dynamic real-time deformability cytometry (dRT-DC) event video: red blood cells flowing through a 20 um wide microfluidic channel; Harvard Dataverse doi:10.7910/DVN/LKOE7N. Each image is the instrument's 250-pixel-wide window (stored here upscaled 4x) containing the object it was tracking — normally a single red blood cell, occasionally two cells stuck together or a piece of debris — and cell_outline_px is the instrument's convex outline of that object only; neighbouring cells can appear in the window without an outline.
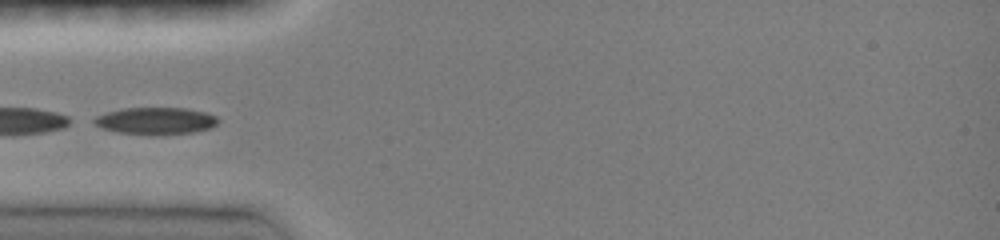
{"species": "common noctule bat (a hibernating species)", "species_latin": "Nyctalus noctula", "temperature_condition": "room temperature", "stored_images_in_passage": 31, "camera_frame_rate_fps": 3000, "um_per_image_px": 0.085, "animal": {"sex": "female", "body_mass_g": 19.0, "forearm_length_mm": 51.5}, "frame": {"image": 1, "passage_image": 1, "time_ms": 0.0, "image_size_px": [1000, 240], "cell_outline_px": [[220, 120], [212, 128], [192, 132], [156, 136], [120, 132], [104, 128], [92, 124], [88, 120], [96, 116], [120, 108], [188, 108], [204, 112], [216, 116]], "centroid_in_image_um": [13.21, 10.28], "position_along_channel_um": 71.8, "area_um2": 19.83}}